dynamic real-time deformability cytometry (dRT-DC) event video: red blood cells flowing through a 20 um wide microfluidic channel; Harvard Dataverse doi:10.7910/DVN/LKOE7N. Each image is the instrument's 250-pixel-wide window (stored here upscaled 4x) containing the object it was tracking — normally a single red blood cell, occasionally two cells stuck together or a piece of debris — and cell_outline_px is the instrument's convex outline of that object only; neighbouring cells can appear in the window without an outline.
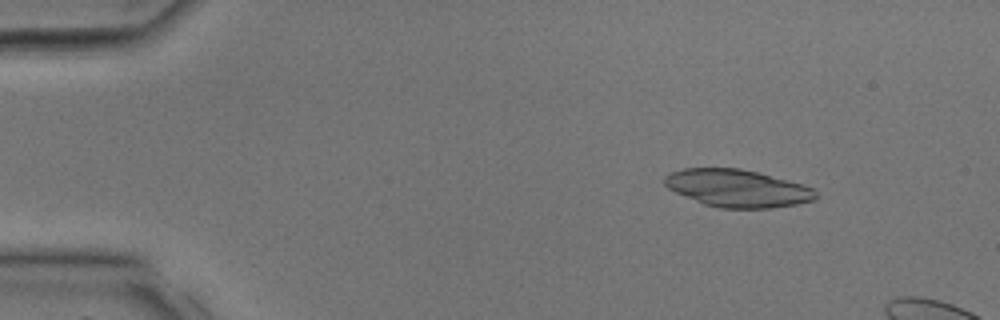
{"species": "common noctule bat (a hibernating species)", "species_latin": "Nyctalus noctula", "temperature_condition": "room temperature", "stored_images_in_passage": 6, "camera_frame_rate_fps": 3000, "um_per_image_px": 0.085, "animal": {"sex": "male", "body_mass_g": 17.9, "forearm_length_mm": 54.2}, "frame": {"image": 1, "passage_image": 1, "time_ms": 0.0, "image_size_px": [1000, 320], "cell_outline_px": [[816, 200], [796, 204], [772, 208], [720, 208], [704, 204], [676, 192], [668, 188], [664, 184], [664, 176], [672, 172], [684, 168], [740, 168], [756, 172], [800, 184], [812, 188], [816, 192]], "centroid_in_image_um": [62.65, 16.01], "position_along_channel_um": 22.3, "area_um2": 32.66}}